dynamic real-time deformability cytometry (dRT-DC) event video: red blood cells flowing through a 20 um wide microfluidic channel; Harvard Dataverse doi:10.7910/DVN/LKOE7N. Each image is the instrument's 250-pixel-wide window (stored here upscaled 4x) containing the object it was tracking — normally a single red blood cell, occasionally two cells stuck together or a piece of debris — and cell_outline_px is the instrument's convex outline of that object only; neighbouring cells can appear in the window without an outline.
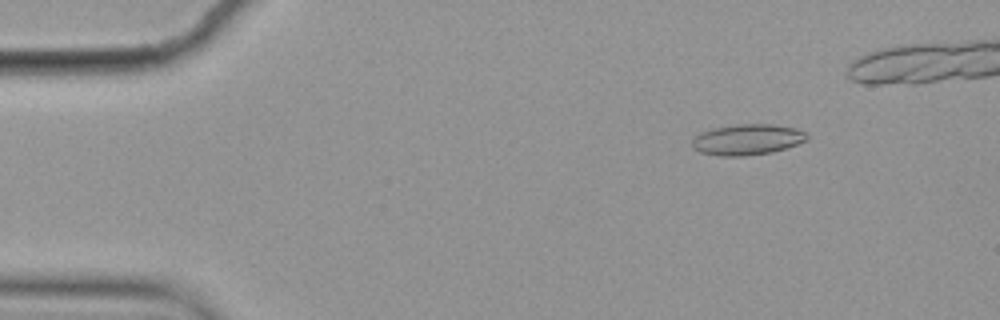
{"species": "common noctule bat (a hibernating species)", "species_latin": "Nyctalus noctula", "temperature_condition": "cold", "stored_images_in_passage": 5, "camera_frame_rate_fps": 3000, "um_per_image_px": 0.085, "animal": {"sex": "female", "body_mass_g": 19.9}, "frame": {"image": 1, "passage_image": 2, "time_ms": 0.333, "image_size_px": [1000, 320], "cell_outline_px": [[808, 140], [772, 152], [744, 156], [720, 156], [700, 152], [692, 148], [692, 140], [700, 132], [712, 128], [736, 124], [772, 124], [796, 128], [804, 132], [808, 136]], "centroid_in_image_um": [63.49, 11.86], "position_along_channel_um": 21.5, "area_um2": 20.63}}